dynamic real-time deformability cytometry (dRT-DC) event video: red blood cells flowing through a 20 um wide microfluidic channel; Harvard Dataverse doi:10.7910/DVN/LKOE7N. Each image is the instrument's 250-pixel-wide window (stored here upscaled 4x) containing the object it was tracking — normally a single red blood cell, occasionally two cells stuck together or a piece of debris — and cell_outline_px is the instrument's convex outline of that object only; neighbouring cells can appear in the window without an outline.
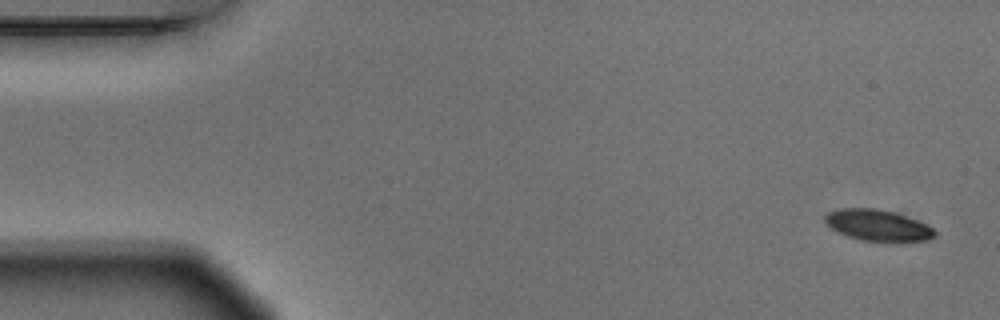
{"species": "Egyptian fruit bat (a non-hibernating species)", "species_latin": "Rousettus aegyptiacus", "temperature_condition": "warm", "stored_images_in_passage": 6, "segment_of_instrument_passage": [1, 2], "camera_frame_rate_fps": 3000, "um_per_image_px": 0.085, "animal": {"sex": "male"}, "frame": {"image": 1, "passage_image": 1, "time_ms": 0.0, "image_size_px": [1000, 320], "cell_outline_px": [[936, 236], [928, 240], [860, 240], [836, 232], [824, 220], [824, 216], [828, 212], [840, 208], [872, 208], [892, 212], [916, 220], [932, 228], [936, 232]], "centroid_in_image_um": [74.55, 19.13], "position_along_channel_um": 10.4, "area_um2": 19.36}}
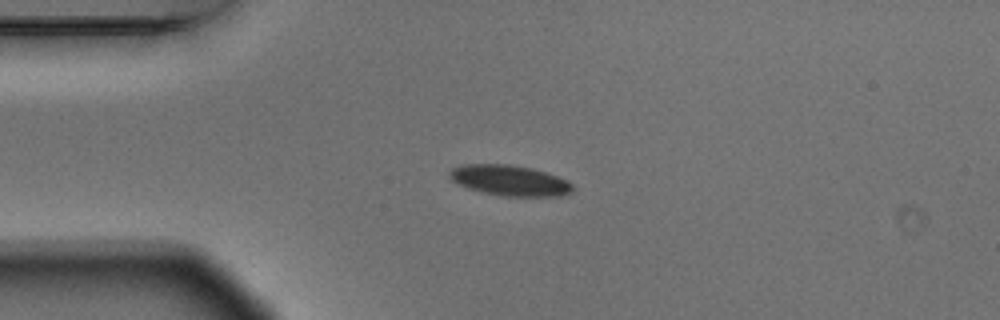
{"frame": {"image": 2, "passage_image": 4, "time_ms": 1.0, "image_size_px": [1000, 320], "cell_outline_px": [[576, 188], [572, 192], [560, 196], [504, 196], [484, 192], [468, 188], [452, 180], [448, 176], [448, 172], [452, 168], [464, 164], [508, 164], [528, 168], [544, 172], [568, 180]], "centroid_in_image_um": [43.34, 15.34], "position_along_channel_um": 41.7, "area_um2": 21.79}}